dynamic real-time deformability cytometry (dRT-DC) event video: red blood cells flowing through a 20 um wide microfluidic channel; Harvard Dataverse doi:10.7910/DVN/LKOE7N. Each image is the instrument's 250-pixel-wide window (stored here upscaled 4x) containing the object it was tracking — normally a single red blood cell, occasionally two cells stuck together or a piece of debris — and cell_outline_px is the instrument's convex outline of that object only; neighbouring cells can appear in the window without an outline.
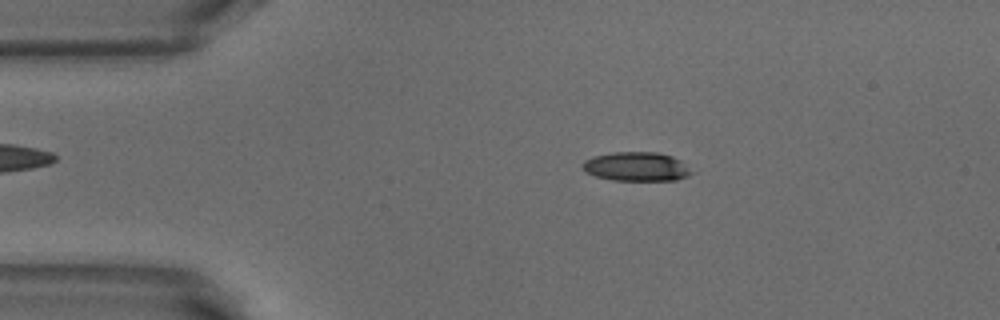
{"species": "common noctule bat (a hibernating species)", "species_latin": "Nyctalus noctula", "temperature_condition": "warm", "stored_images_in_passage": 35, "camera_frame_rate_fps": 3000, "um_per_image_px": 0.085, "animal": {"sex": "male", "body_mass_g": 18.8}, "frame": {"image": 1, "passage_image": 9, "time_ms": 2.667, "image_size_px": [1000, 320], "cell_outline_px": [[692, 172], [688, 176], [676, 180], [612, 180], [596, 176], [584, 172], [580, 164], [584, 160], [592, 156], [612, 152], [656, 152], [672, 156], [680, 160]], "centroid_in_image_um": [54.03, 14.15], "position_along_channel_um": 31.0, "area_um2": 18.5}}
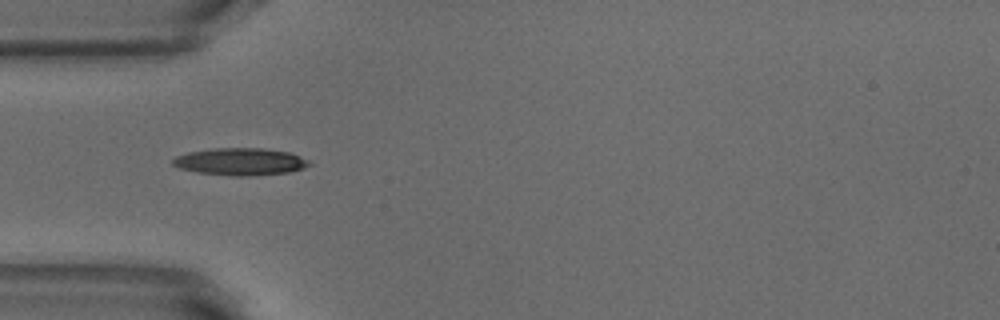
{"frame": {"image": 2, "passage_image": 15, "time_ms": 4.667, "image_size_px": [1000, 320], "cell_outline_px": [[312, 164], [304, 168], [288, 172], [248, 176], [232, 176], [196, 172], [180, 168], [172, 164], [172, 160], [176, 156], [188, 152], [212, 148], [264, 148], [288, 152], [300, 156], [308, 160]], "centroid_in_image_um": [20.42, 13.74], "position_along_channel_um": 64.6, "area_um2": 21.68}}
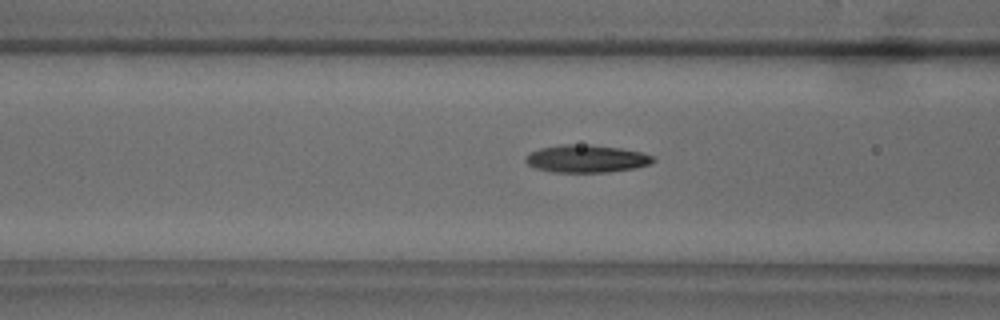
{"frame": {"image": 3, "passage_image": 19, "time_ms": 6.0, "image_size_px": [1000, 320], "cell_outline_px": [[656, 160], [648, 164], [636, 168], [608, 172], [552, 172], [536, 168], [528, 164], [524, 160], [524, 156], [540, 148], [560, 144], [592, 144], [620, 148], [640, 152], [652, 156]], "centroid_in_image_um": [49.82, 13.48], "position_along_channel_um": 116.8, "area_um2": 20.58}}